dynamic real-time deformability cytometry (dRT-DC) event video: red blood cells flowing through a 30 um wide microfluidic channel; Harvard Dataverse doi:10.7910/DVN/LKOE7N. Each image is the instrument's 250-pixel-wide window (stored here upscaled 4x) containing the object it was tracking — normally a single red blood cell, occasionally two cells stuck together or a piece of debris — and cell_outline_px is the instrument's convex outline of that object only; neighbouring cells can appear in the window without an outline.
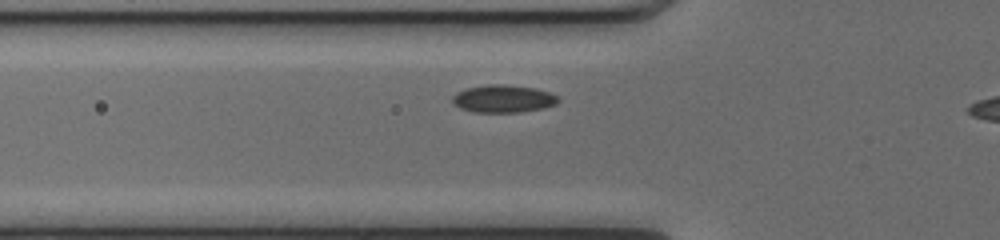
{"species": "common noctule bat (a hibernating species)", "species_latin": "Nyctalus noctula", "temperature_condition": "cold", "stored_images_in_passage": 28, "camera_frame_rate_fps": 3000, "um_per_image_px": 0.085, "animal": {"sex": "female", "body_mass_g": 17.0, "forearm_length_mm": 48.0}, "frame": {"image": 1, "passage_image": 3, "time_ms": 0.667, "image_size_px": [1000, 240], "cell_outline_px": [[560, 100], [556, 104], [544, 108], [520, 112], [472, 112], [460, 108], [452, 100], [452, 96], [456, 92], [464, 88], [488, 84], [508, 84], [536, 88], [560, 96]], "centroid_in_image_um": [42.79, 8.38], "position_along_channel_um": 83.0, "area_um2": 17.28}}
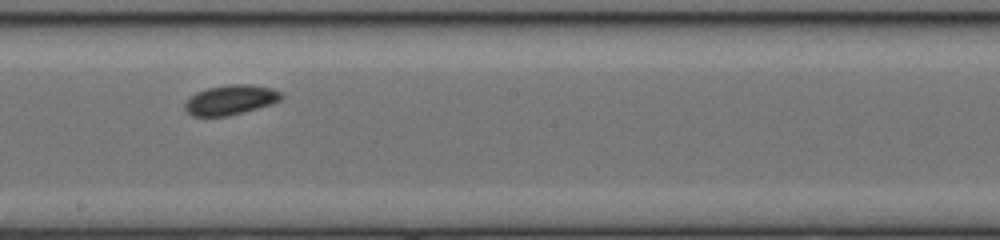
{"frame": {"image": 2, "passage_image": 14, "time_ms": 4.333, "image_size_px": [1000, 240], "cell_outline_px": [[284, 96], [280, 100], [272, 104], [228, 116], [192, 116], [184, 108], [184, 104], [196, 92], [208, 88], [228, 84], [248, 84], [272, 88], [280, 92]], "centroid_in_image_um": [19.61, 8.49], "position_along_channel_um": 228.6, "area_um2": 16.65}}
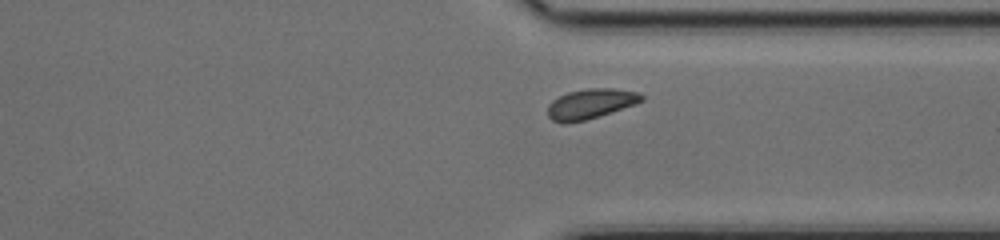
{"frame": {"image": 3, "passage_image": 24, "time_ms": 7.667, "image_size_px": [1000, 240], "cell_outline_px": [[644, 100], [636, 104], [584, 120], [564, 124], [552, 120], [548, 116], [548, 104], [552, 100], [568, 92], [588, 88], [612, 88], [640, 92], [644, 96]], "centroid_in_image_um": [50.2, 8.81], "position_along_channel_um": 361.2, "area_um2": 16.36}}